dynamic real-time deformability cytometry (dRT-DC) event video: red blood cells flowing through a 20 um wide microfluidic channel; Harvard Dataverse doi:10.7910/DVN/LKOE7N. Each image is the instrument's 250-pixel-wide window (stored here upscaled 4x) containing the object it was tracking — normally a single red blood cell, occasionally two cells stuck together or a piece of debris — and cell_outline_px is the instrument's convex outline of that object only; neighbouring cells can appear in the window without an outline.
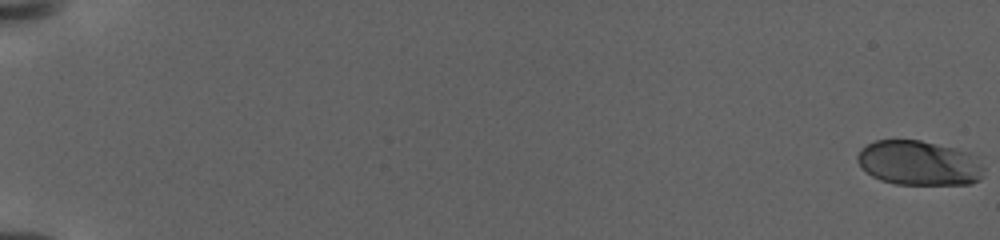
{"species": "human", "species_latin": "Homo sapiens", "temperature_condition": "warm", "stored_images_in_passage": 95, "camera_frame_rate_fps": 3000, "um_per_image_px": 0.085, "donor": {"sex": "female"}, "frame": {"image": 1, "passage_image": 1, "time_ms": 0.0, "image_size_px": [1000, 240], "cell_outline_px": [[984, 168], [980, 180], [972, 184], [896, 184], [880, 180], [872, 176], [860, 164], [856, 156], [860, 148], [876, 140], [920, 140], [968, 152], [976, 156]], "centroid_in_image_um": [78.12, 13.86], "position_along_channel_um": 6.9, "area_um2": 32.83}}
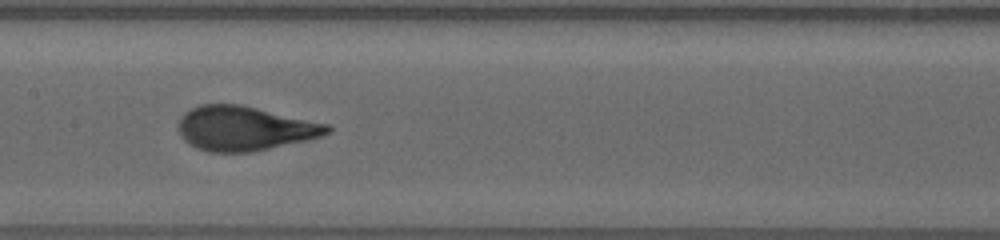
{"frame": {"image": 2, "passage_image": 55, "time_ms": 13.667, "image_size_px": [1000, 240], "cell_outline_px": [[332, 128], [328, 132], [320, 136], [308, 140], [252, 152], [208, 152], [196, 148], [188, 144], [184, 140], [180, 132], [180, 116], [184, 112], [200, 104], [240, 104], [328, 124]], "centroid_in_image_um": [20.77, 10.92], "position_along_channel_um": 186.6, "area_um2": 38.38}}
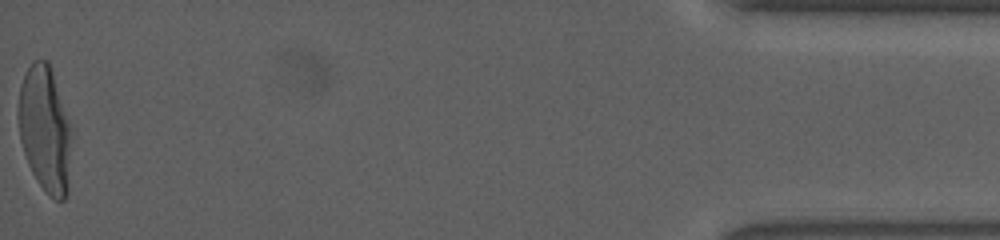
{"frame": {"image": 3, "passage_image": 95, "time_ms": 25.0, "image_size_px": [1000, 240], "cell_outline_px": [[68, 192], [64, 200], [56, 200], [48, 196], [32, 172], [28, 164], [20, 140], [20, 84], [32, 60], [48, 60], [52, 72], [68, 124]], "centroid_in_image_um": [3.78, 11.01], "position_along_channel_um": 431.4, "area_um2": 37.17}, "authors_computed_cell_mechanics": {"area_um2": 36.1828, "velocity_mm_per_s": 2.8908, "shape_relaxation_time_tau1_ms": 5.0257, "shape_relaxation_time_tau2_ms": null, "deformation_change_tau1": 0.2285, "deformation_change_tau2": null}}